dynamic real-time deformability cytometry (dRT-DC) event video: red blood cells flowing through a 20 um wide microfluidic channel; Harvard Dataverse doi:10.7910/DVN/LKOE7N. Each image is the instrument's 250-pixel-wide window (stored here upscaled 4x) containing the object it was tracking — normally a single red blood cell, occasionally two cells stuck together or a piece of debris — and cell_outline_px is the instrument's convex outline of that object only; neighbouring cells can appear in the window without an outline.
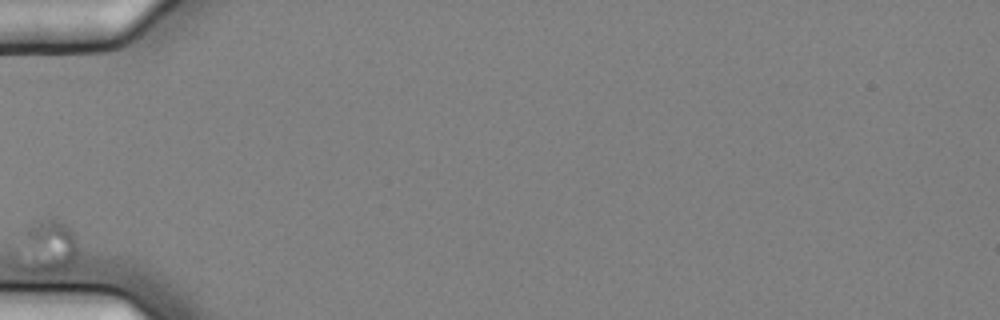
{"species": "common noctule bat (a hibernating species)", "species_latin": "Nyctalus noctula", "temperature_condition": "cold", "stored_images_in_passage": 3, "camera_frame_rate_fps": 3000, "um_per_image_px": 0.085, "animal": {"sex": "female", "body_mass_g": 25.1}, "frame": {"image": 1, "passage_image": 1, "time_ms": 0.0, "image_size_px": [1000, 320], "cell_outline_px": [[76, 256], [68, 268], [44, 276], [16, 268], [12, 260], [24, 232], [28, 224], [36, 220], [48, 216], [52, 216], [64, 224], [76, 236]], "centroid_in_image_um": [3.89, 21.03], "position_along_channel_um": 81.1, "area_um2": 20.06}}
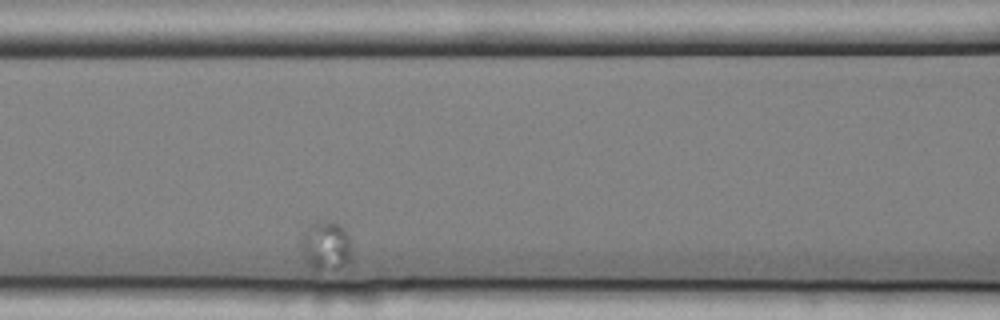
{"frame": {"image": 2, "passage_image": 3, "time_ms": 0.667, "image_size_px": [1000, 320], "cell_outline_px": [[356, 268], [344, 280], [316, 276], [312, 272], [308, 264], [300, 244], [300, 240], [304, 232], [316, 220], [328, 220], [344, 228], [348, 236]], "centroid_in_image_um": [27.88, 21.28], "position_along_channel_um": 138.7, "area_um2": 17.69}}